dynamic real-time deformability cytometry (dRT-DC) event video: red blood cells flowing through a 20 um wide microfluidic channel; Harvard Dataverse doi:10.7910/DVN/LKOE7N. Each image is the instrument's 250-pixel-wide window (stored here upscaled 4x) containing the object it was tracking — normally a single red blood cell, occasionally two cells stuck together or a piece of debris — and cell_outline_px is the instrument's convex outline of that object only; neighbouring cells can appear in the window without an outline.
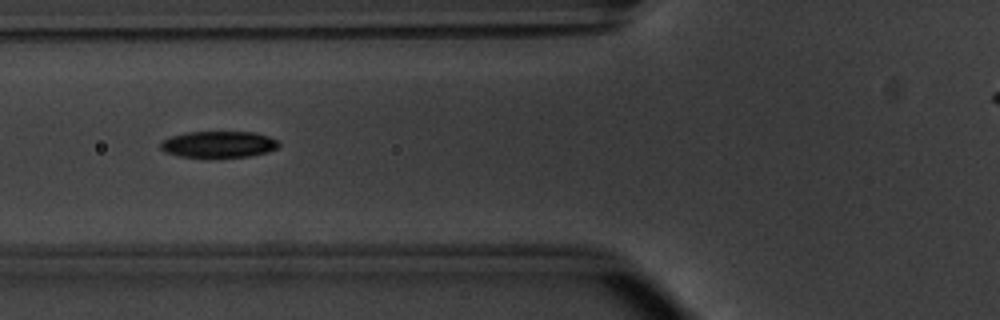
{"species": "common noctule bat (a hibernating species)", "species_latin": "Nyctalus noctula", "temperature_condition": "warm", "stored_images_in_passage": 38, "camera_frame_rate_fps": 3000, "um_per_image_px": 0.085, "animal": {"sex": "male", "body_mass_g": 20.1, "forearm_length_mm": 53.5}, "frame": {"image": 1, "passage_image": 9, "time_ms": 2.667, "image_size_px": [1000, 320], "cell_outline_px": [[280, 144], [276, 148], [268, 152], [248, 156], [180, 156], [164, 152], [160, 148], [160, 144], [164, 140], [172, 136], [188, 132], [256, 132], [280, 140]], "centroid_in_image_um": [18.62, 12.25], "position_along_channel_um": 107.2, "area_um2": 17.92}}
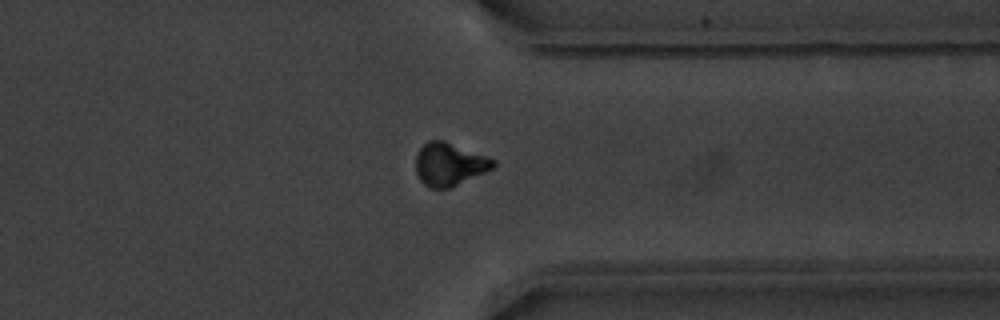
{"frame": {"image": 2, "passage_image": 30, "time_ms": 9.667, "image_size_px": [1000, 320], "cell_outline_px": [[496, 164], [492, 168], [484, 172], [448, 188], [432, 188], [424, 184], [420, 180], [416, 172], [416, 156], [420, 148], [428, 140], [444, 140], [496, 160]], "centroid_in_image_um": [38.17, 13.95], "position_along_channel_um": 373.2, "area_um2": 19.02}}
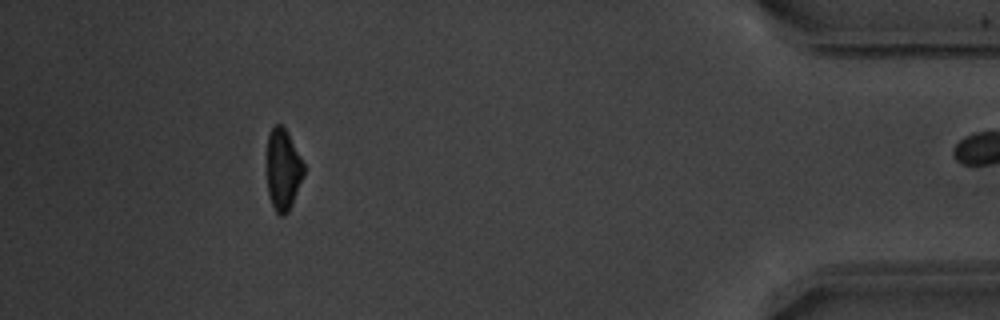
{"frame": {"image": 3, "passage_image": 37, "time_ms": 12.0, "image_size_px": [1000, 320], "cell_outline_px": [[304, 172], [292, 204], [288, 212], [284, 216], [280, 216], [276, 212], [272, 204], [268, 192], [268, 136], [272, 128], [276, 124], [280, 124], [288, 132], [304, 164]], "centroid_in_image_um": [24.07, 14.42], "position_along_channel_um": 411.1, "area_um2": 17.11}}